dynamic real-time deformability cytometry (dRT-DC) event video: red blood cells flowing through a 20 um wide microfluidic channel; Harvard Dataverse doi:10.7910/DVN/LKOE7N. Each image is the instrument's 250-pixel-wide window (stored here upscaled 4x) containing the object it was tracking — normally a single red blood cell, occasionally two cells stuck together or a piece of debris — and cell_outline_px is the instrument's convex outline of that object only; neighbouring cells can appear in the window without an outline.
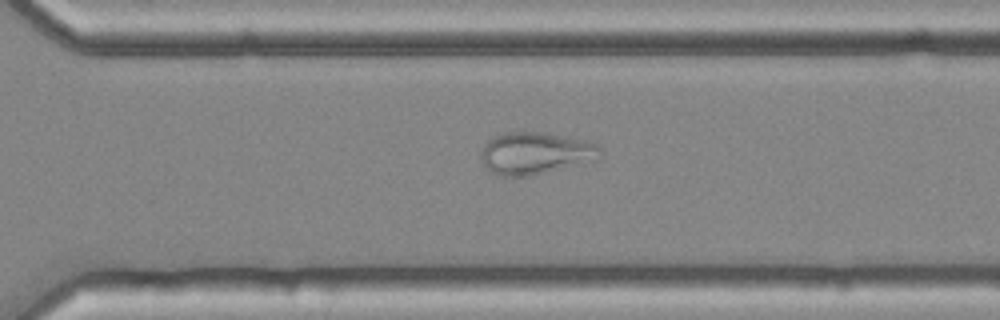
{"species": "common noctule bat (a hibernating species)", "species_latin": "Nyctalus noctula", "temperature_condition": "cold", "stored_images_in_passage": 46, "camera_frame_rate_fps": 3000, "um_per_image_px": 0.085, "animal": {"sex": "female", "body_mass_g": 25.1}, "frame": {"image": 1, "passage_image": 30, "time_ms": 9.667, "image_size_px": [1000, 320], "cell_outline_px": [[604, 152], [600, 160], [528, 176], [500, 176], [484, 168], [480, 156], [480, 152], [484, 144], [492, 136], [504, 132], [544, 132], [588, 140], [596, 144]], "centroid_in_image_um": [45.53, 13.02], "position_along_channel_um": 325.1, "area_um2": 29.94}}
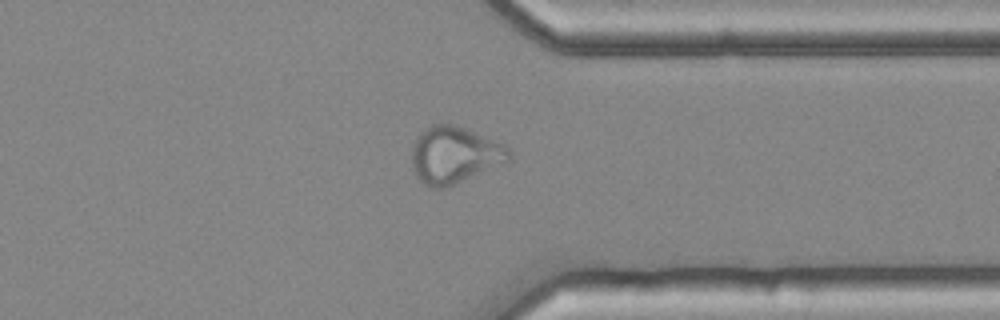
{"frame": {"image": 2, "passage_image": 34, "time_ms": 11.0, "image_size_px": [1000, 320], "cell_outline_px": [[512, 160], [508, 164], [444, 188], [432, 188], [424, 184], [416, 176], [412, 164], [412, 148], [416, 136], [420, 132], [432, 124], [456, 124], [504, 144], [512, 152]], "centroid_in_image_um": [38.68, 13.18], "position_along_channel_um": 372.7, "area_um2": 32.83}}
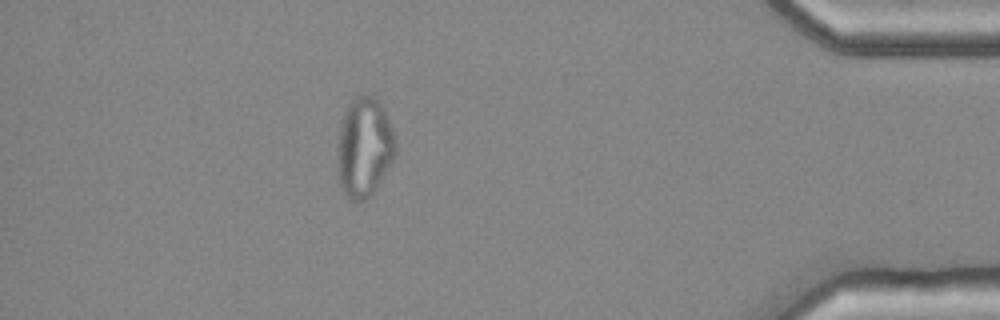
{"frame": {"image": 3, "passage_image": 40, "time_ms": 13.0, "image_size_px": [1000, 320], "cell_outline_px": [[396, 156], [372, 196], [364, 200], [352, 200], [340, 188], [336, 148], [340, 128], [344, 116], [352, 100], [360, 92], [372, 92], [384, 108], [392, 128], [396, 140]], "centroid_in_image_um": [30.98, 12.49], "position_along_channel_um": 404.2, "area_um2": 34.33}}